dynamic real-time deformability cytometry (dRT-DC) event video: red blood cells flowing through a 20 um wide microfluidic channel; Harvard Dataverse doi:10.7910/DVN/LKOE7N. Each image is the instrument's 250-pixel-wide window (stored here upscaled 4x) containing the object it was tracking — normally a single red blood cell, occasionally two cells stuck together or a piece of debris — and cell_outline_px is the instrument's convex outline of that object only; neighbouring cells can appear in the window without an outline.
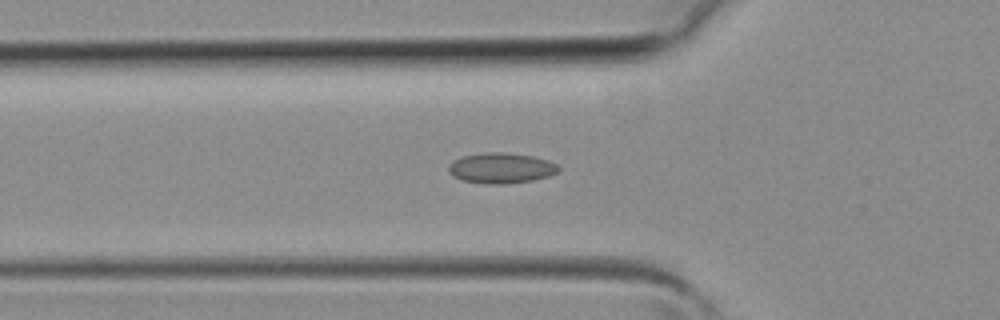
{"species": "common noctule bat (a hibernating species)", "species_latin": "Nyctalus noctula", "temperature_condition": "room temperature", "stored_images_in_passage": 38, "camera_frame_rate_fps": 3000, "um_per_image_px": 0.085, "animal": {"sex": "female", "body_mass_g": 19.3, "forearm_length_mm": 54.1}, "frame": {"image": 1, "passage_image": 12, "time_ms": 3.667, "image_size_px": [1000, 320], "cell_outline_px": [[560, 168], [556, 172], [548, 176], [532, 180], [504, 184], [484, 184], [460, 180], [452, 176], [448, 172], [448, 164], [452, 160], [464, 156], [484, 152], [504, 152], [532, 156], [548, 160], [556, 164]], "centroid_in_image_um": [42.53, 14.29], "position_along_channel_um": 83.3, "area_um2": 19.65}}
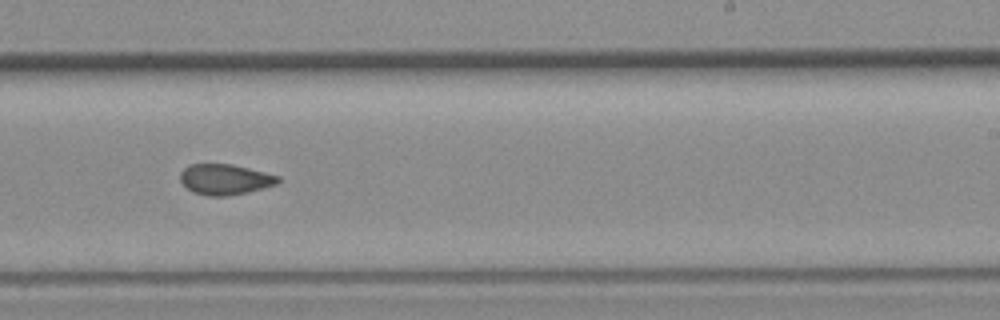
{"frame": {"image": 2, "passage_image": 23, "time_ms": 7.333, "image_size_px": [1000, 320], "cell_outline_px": [[280, 180], [276, 184], [248, 192], [228, 196], [208, 196], [192, 192], [180, 180], [180, 172], [188, 164], [232, 164], [280, 176]], "centroid_in_image_um": [19.1, 15.25], "position_along_channel_um": 269.9, "area_um2": 17.4}}
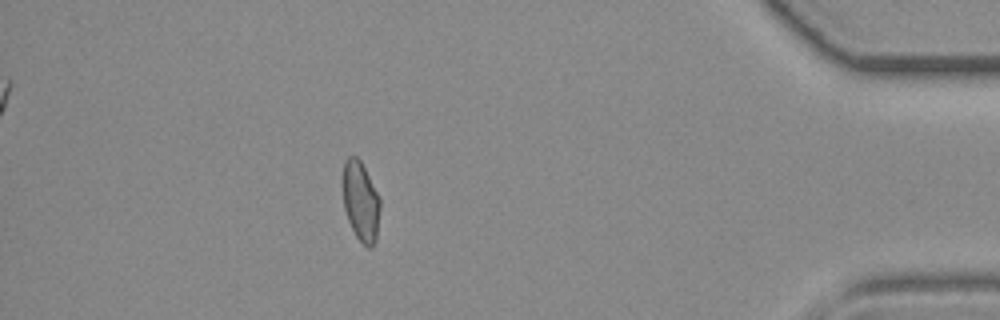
{"frame": {"image": 3, "passage_image": 34, "time_ms": 11.0, "image_size_px": [1000, 320], "cell_outline_px": [[380, 208], [376, 240], [372, 248], [368, 248], [356, 236], [348, 220], [344, 208], [340, 180], [344, 160], [348, 156], [356, 156], [360, 160], [380, 196]], "centroid_in_image_um": [30.63, 17.06], "position_along_channel_um": 404.6, "area_um2": 17.86}}